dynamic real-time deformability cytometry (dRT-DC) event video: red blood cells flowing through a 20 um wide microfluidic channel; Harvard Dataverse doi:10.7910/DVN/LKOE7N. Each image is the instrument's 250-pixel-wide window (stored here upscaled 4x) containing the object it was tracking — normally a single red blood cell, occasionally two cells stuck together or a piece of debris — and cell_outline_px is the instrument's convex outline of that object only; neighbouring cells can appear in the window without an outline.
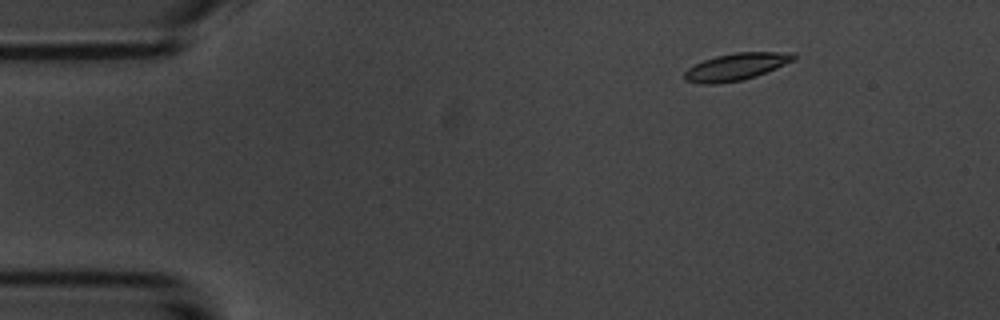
{"species": "common noctule bat (a hibernating species)", "species_latin": "Nyctalus noctula", "temperature_condition": "room temperature", "stored_images_in_passage": 4, "camera_frame_rate_fps": 3000, "um_per_image_px": 0.085, "animal": {"sex": "male", "body_mass_g": 20.1, "forearm_length_mm": 53.5}, "frame": {"image": 1, "passage_image": 2, "time_ms": 1.0, "image_size_px": [1000, 320], "cell_outline_px": [[796, 60], [756, 76], [740, 80], [712, 84], [700, 84], [684, 80], [684, 72], [688, 68], [704, 60], [716, 56], [736, 52], [796, 52]], "centroid_in_image_um": [62.6, 5.66], "position_along_channel_um": 22.4, "area_um2": 17.22}}